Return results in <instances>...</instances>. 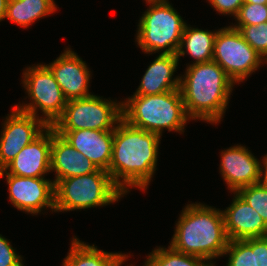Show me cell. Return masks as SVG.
I'll list each match as a JSON object with an SVG mask.
<instances>
[{"label": "cell", "instance_id": "cell-32", "mask_svg": "<svg viewBox=\"0 0 267 266\" xmlns=\"http://www.w3.org/2000/svg\"><path fill=\"white\" fill-rule=\"evenodd\" d=\"M244 2L267 5V0H244Z\"/></svg>", "mask_w": 267, "mask_h": 266}, {"label": "cell", "instance_id": "cell-31", "mask_svg": "<svg viewBox=\"0 0 267 266\" xmlns=\"http://www.w3.org/2000/svg\"><path fill=\"white\" fill-rule=\"evenodd\" d=\"M8 0H0V21L5 20Z\"/></svg>", "mask_w": 267, "mask_h": 266}, {"label": "cell", "instance_id": "cell-24", "mask_svg": "<svg viewBox=\"0 0 267 266\" xmlns=\"http://www.w3.org/2000/svg\"><path fill=\"white\" fill-rule=\"evenodd\" d=\"M236 193L261 216L267 225V183L249 185Z\"/></svg>", "mask_w": 267, "mask_h": 266}, {"label": "cell", "instance_id": "cell-17", "mask_svg": "<svg viewBox=\"0 0 267 266\" xmlns=\"http://www.w3.org/2000/svg\"><path fill=\"white\" fill-rule=\"evenodd\" d=\"M51 172L54 171V185L61 179L91 174L97 166L82 153L72 147L51 126Z\"/></svg>", "mask_w": 267, "mask_h": 266}, {"label": "cell", "instance_id": "cell-21", "mask_svg": "<svg viewBox=\"0 0 267 266\" xmlns=\"http://www.w3.org/2000/svg\"><path fill=\"white\" fill-rule=\"evenodd\" d=\"M56 10L55 0H8L5 19L27 29Z\"/></svg>", "mask_w": 267, "mask_h": 266}, {"label": "cell", "instance_id": "cell-29", "mask_svg": "<svg viewBox=\"0 0 267 266\" xmlns=\"http://www.w3.org/2000/svg\"><path fill=\"white\" fill-rule=\"evenodd\" d=\"M255 266H267V236L252 238Z\"/></svg>", "mask_w": 267, "mask_h": 266}, {"label": "cell", "instance_id": "cell-11", "mask_svg": "<svg viewBox=\"0 0 267 266\" xmlns=\"http://www.w3.org/2000/svg\"><path fill=\"white\" fill-rule=\"evenodd\" d=\"M11 110L0 131V170L48 127L40 118L20 111L15 106Z\"/></svg>", "mask_w": 267, "mask_h": 266}, {"label": "cell", "instance_id": "cell-12", "mask_svg": "<svg viewBox=\"0 0 267 266\" xmlns=\"http://www.w3.org/2000/svg\"><path fill=\"white\" fill-rule=\"evenodd\" d=\"M220 156L219 173L230 192H237L243 187L262 182L261 160L246 146H231L222 150Z\"/></svg>", "mask_w": 267, "mask_h": 266}, {"label": "cell", "instance_id": "cell-10", "mask_svg": "<svg viewBox=\"0 0 267 266\" xmlns=\"http://www.w3.org/2000/svg\"><path fill=\"white\" fill-rule=\"evenodd\" d=\"M6 177L9 200L20 211L38 215L48 208L55 212L54 182L44 177H20L0 170V179Z\"/></svg>", "mask_w": 267, "mask_h": 266}, {"label": "cell", "instance_id": "cell-9", "mask_svg": "<svg viewBox=\"0 0 267 266\" xmlns=\"http://www.w3.org/2000/svg\"><path fill=\"white\" fill-rule=\"evenodd\" d=\"M213 61L225 71L235 85L248 79L262 64H267L244 40L240 31L231 25L217 30Z\"/></svg>", "mask_w": 267, "mask_h": 266}, {"label": "cell", "instance_id": "cell-14", "mask_svg": "<svg viewBox=\"0 0 267 266\" xmlns=\"http://www.w3.org/2000/svg\"><path fill=\"white\" fill-rule=\"evenodd\" d=\"M50 156L51 126H48L36 139L23 147L4 170L20 177H45L47 173H51Z\"/></svg>", "mask_w": 267, "mask_h": 266}, {"label": "cell", "instance_id": "cell-4", "mask_svg": "<svg viewBox=\"0 0 267 266\" xmlns=\"http://www.w3.org/2000/svg\"><path fill=\"white\" fill-rule=\"evenodd\" d=\"M122 119L129 125L158 134H182L188 117L180 89L155 95H131L122 101ZM188 121V122H187Z\"/></svg>", "mask_w": 267, "mask_h": 266}, {"label": "cell", "instance_id": "cell-1", "mask_svg": "<svg viewBox=\"0 0 267 266\" xmlns=\"http://www.w3.org/2000/svg\"><path fill=\"white\" fill-rule=\"evenodd\" d=\"M160 139L158 134L133 127L123 119L117 123L107 172L125 195L132 188L145 192L149 187L157 168Z\"/></svg>", "mask_w": 267, "mask_h": 266}, {"label": "cell", "instance_id": "cell-23", "mask_svg": "<svg viewBox=\"0 0 267 266\" xmlns=\"http://www.w3.org/2000/svg\"><path fill=\"white\" fill-rule=\"evenodd\" d=\"M228 257L226 266H255L252 238L229 241L223 256Z\"/></svg>", "mask_w": 267, "mask_h": 266}, {"label": "cell", "instance_id": "cell-30", "mask_svg": "<svg viewBox=\"0 0 267 266\" xmlns=\"http://www.w3.org/2000/svg\"><path fill=\"white\" fill-rule=\"evenodd\" d=\"M262 182L267 183V154L261 160Z\"/></svg>", "mask_w": 267, "mask_h": 266}, {"label": "cell", "instance_id": "cell-26", "mask_svg": "<svg viewBox=\"0 0 267 266\" xmlns=\"http://www.w3.org/2000/svg\"><path fill=\"white\" fill-rule=\"evenodd\" d=\"M236 24L231 26L258 25L267 23V5L244 2L234 17Z\"/></svg>", "mask_w": 267, "mask_h": 266}, {"label": "cell", "instance_id": "cell-27", "mask_svg": "<svg viewBox=\"0 0 267 266\" xmlns=\"http://www.w3.org/2000/svg\"><path fill=\"white\" fill-rule=\"evenodd\" d=\"M23 257L16 252L10 241L0 234V266H25Z\"/></svg>", "mask_w": 267, "mask_h": 266}, {"label": "cell", "instance_id": "cell-15", "mask_svg": "<svg viewBox=\"0 0 267 266\" xmlns=\"http://www.w3.org/2000/svg\"><path fill=\"white\" fill-rule=\"evenodd\" d=\"M98 169L108 171L112 158L114 130H55Z\"/></svg>", "mask_w": 267, "mask_h": 266}, {"label": "cell", "instance_id": "cell-28", "mask_svg": "<svg viewBox=\"0 0 267 266\" xmlns=\"http://www.w3.org/2000/svg\"><path fill=\"white\" fill-rule=\"evenodd\" d=\"M209 5L214 8V10L222 15H231L235 17L240 7L243 5L244 0H207Z\"/></svg>", "mask_w": 267, "mask_h": 266}, {"label": "cell", "instance_id": "cell-7", "mask_svg": "<svg viewBox=\"0 0 267 266\" xmlns=\"http://www.w3.org/2000/svg\"><path fill=\"white\" fill-rule=\"evenodd\" d=\"M35 65L23 70L21 82L28 95L25 99L31 102L19 103L15 107L40 118L47 126H53L62 116L68 100L50 69L42 63Z\"/></svg>", "mask_w": 267, "mask_h": 266}, {"label": "cell", "instance_id": "cell-22", "mask_svg": "<svg viewBox=\"0 0 267 266\" xmlns=\"http://www.w3.org/2000/svg\"><path fill=\"white\" fill-rule=\"evenodd\" d=\"M143 266H212L205 259L178 252L170 245L168 248L157 246L146 256Z\"/></svg>", "mask_w": 267, "mask_h": 266}, {"label": "cell", "instance_id": "cell-16", "mask_svg": "<svg viewBox=\"0 0 267 266\" xmlns=\"http://www.w3.org/2000/svg\"><path fill=\"white\" fill-rule=\"evenodd\" d=\"M233 194L231 205L222 210L229 240L266 237L267 225L261 216L236 192Z\"/></svg>", "mask_w": 267, "mask_h": 266}, {"label": "cell", "instance_id": "cell-20", "mask_svg": "<svg viewBox=\"0 0 267 266\" xmlns=\"http://www.w3.org/2000/svg\"><path fill=\"white\" fill-rule=\"evenodd\" d=\"M186 24L176 56L190 55L193 63H203L213 60L214 40L217 30H203ZM215 31V32H214Z\"/></svg>", "mask_w": 267, "mask_h": 266}, {"label": "cell", "instance_id": "cell-18", "mask_svg": "<svg viewBox=\"0 0 267 266\" xmlns=\"http://www.w3.org/2000/svg\"><path fill=\"white\" fill-rule=\"evenodd\" d=\"M179 61L175 54H159L150 62L133 95H155L180 89V76L173 78Z\"/></svg>", "mask_w": 267, "mask_h": 266}, {"label": "cell", "instance_id": "cell-25", "mask_svg": "<svg viewBox=\"0 0 267 266\" xmlns=\"http://www.w3.org/2000/svg\"><path fill=\"white\" fill-rule=\"evenodd\" d=\"M232 27L238 29L244 40L267 62V23Z\"/></svg>", "mask_w": 267, "mask_h": 266}, {"label": "cell", "instance_id": "cell-19", "mask_svg": "<svg viewBox=\"0 0 267 266\" xmlns=\"http://www.w3.org/2000/svg\"><path fill=\"white\" fill-rule=\"evenodd\" d=\"M71 246L62 266H122L130 255L121 252H107L89 245L76 236L71 238Z\"/></svg>", "mask_w": 267, "mask_h": 266}, {"label": "cell", "instance_id": "cell-8", "mask_svg": "<svg viewBox=\"0 0 267 266\" xmlns=\"http://www.w3.org/2000/svg\"><path fill=\"white\" fill-rule=\"evenodd\" d=\"M122 119V101L92 95L68 100L54 130H114Z\"/></svg>", "mask_w": 267, "mask_h": 266}, {"label": "cell", "instance_id": "cell-3", "mask_svg": "<svg viewBox=\"0 0 267 266\" xmlns=\"http://www.w3.org/2000/svg\"><path fill=\"white\" fill-rule=\"evenodd\" d=\"M170 246L181 253L213 260L223 256L229 243L221 209L203 203H190L181 210Z\"/></svg>", "mask_w": 267, "mask_h": 266}, {"label": "cell", "instance_id": "cell-6", "mask_svg": "<svg viewBox=\"0 0 267 266\" xmlns=\"http://www.w3.org/2000/svg\"><path fill=\"white\" fill-rule=\"evenodd\" d=\"M55 212L84 210L118 202L125 194L105 170L68 177L54 185Z\"/></svg>", "mask_w": 267, "mask_h": 266}, {"label": "cell", "instance_id": "cell-2", "mask_svg": "<svg viewBox=\"0 0 267 266\" xmlns=\"http://www.w3.org/2000/svg\"><path fill=\"white\" fill-rule=\"evenodd\" d=\"M180 76V91L191 120L219 124L224 118L234 82L215 62L189 64Z\"/></svg>", "mask_w": 267, "mask_h": 266}, {"label": "cell", "instance_id": "cell-33", "mask_svg": "<svg viewBox=\"0 0 267 266\" xmlns=\"http://www.w3.org/2000/svg\"><path fill=\"white\" fill-rule=\"evenodd\" d=\"M150 1H160V0H145V2H150Z\"/></svg>", "mask_w": 267, "mask_h": 266}, {"label": "cell", "instance_id": "cell-13", "mask_svg": "<svg viewBox=\"0 0 267 266\" xmlns=\"http://www.w3.org/2000/svg\"><path fill=\"white\" fill-rule=\"evenodd\" d=\"M45 65L53 73L67 100L93 95L89 91L92 77L90 68L70 47L65 48L56 60Z\"/></svg>", "mask_w": 267, "mask_h": 266}, {"label": "cell", "instance_id": "cell-5", "mask_svg": "<svg viewBox=\"0 0 267 266\" xmlns=\"http://www.w3.org/2000/svg\"><path fill=\"white\" fill-rule=\"evenodd\" d=\"M149 7L138 21L135 42L146 54H175L186 26L169 0L145 2Z\"/></svg>", "mask_w": 267, "mask_h": 266}]
</instances>
